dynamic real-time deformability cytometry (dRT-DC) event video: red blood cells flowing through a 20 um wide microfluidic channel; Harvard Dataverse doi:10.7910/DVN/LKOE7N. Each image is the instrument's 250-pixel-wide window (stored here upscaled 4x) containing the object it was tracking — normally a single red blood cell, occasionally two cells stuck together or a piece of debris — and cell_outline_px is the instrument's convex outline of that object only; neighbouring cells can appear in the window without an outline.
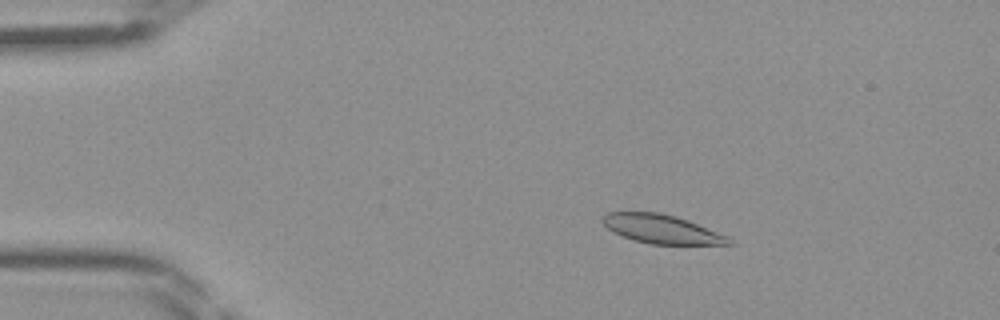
{"species": "Egyptian fruit bat (a non-hibernating species)", "species_latin": "Rousettus aegyptiacus", "temperature_condition": "room temperature", "stored_images_in_passage": 44, "camera_frame_rate_fps": 3000, "um_per_image_px": 0.085, "frame": {"image": 1, "passage_image": 7, "time_ms": 2.0, "image_size_px": [1000, 320], "cell_outline_px": [[736, 244], [652, 244], [636, 240], [612, 232], [600, 220], [608, 212], [660, 212], [676, 216], [688, 220], [728, 236]], "centroid_in_image_um": [56.26, 19.46], "position_along_channel_um": 28.7, "area_um2": 21.04}}
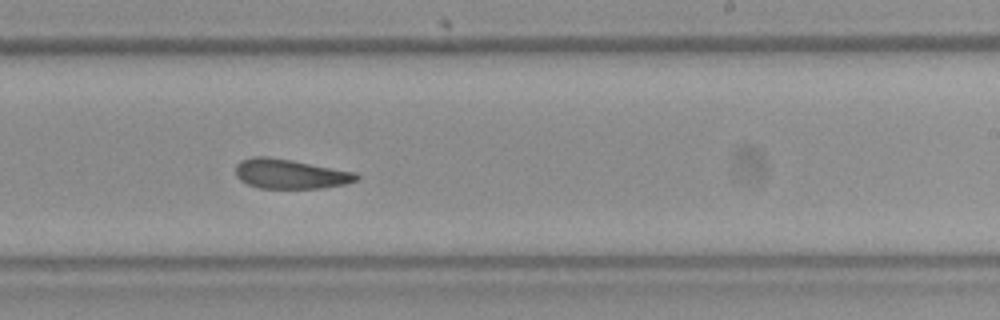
{"frame": {"image": 2, "passage_image": 27, "time_ms": 8.667, "image_size_px": [1000, 320], "cell_outline_px": [[360, 176], [356, 180], [344, 184], [320, 188], [260, 188], [248, 184], [240, 180], [236, 176], [236, 164], [240, 160], [252, 156], [268, 156], [292, 160], [356, 172]], "centroid_in_image_um": [24.64, 14.77], "position_along_channel_um": 264.4, "area_um2": 20.87}}
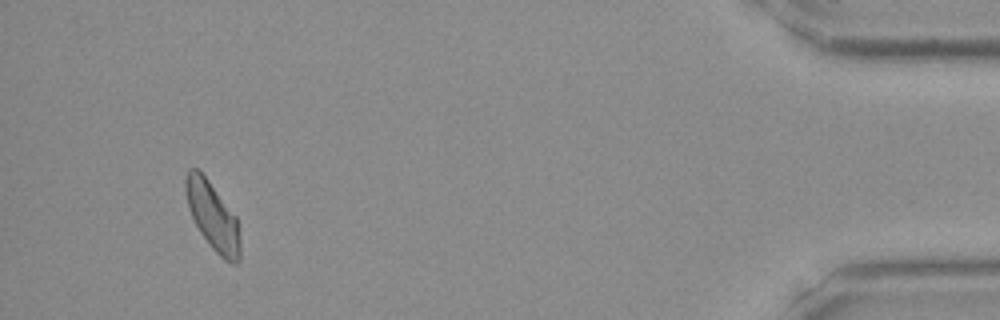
{"frame": {"image": 3, "passage_image": 42, "time_ms": 13.667, "image_size_px": [1000, 320], "cell_outline_px": [[240, 260], [236, 264], [232, 264], [224, 260], [212, 248], [200, 232], [188, 208], [184, 188], [184, 176], [188, 168], [196, 168], [208, 180], [236, 216], [240, 240]], "centroid_in_image_um": [18.06, 18.38], "position_along_channel_um": 417.1, "area_um2": 21.56}}